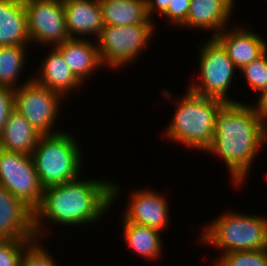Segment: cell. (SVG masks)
<instances>
[{
  "label": "cell",
  "mask_w": 267,
  "mask_h": 266,
  "mask_svg": "<svg viewBox=\"0 0 267 266\" xmlns=\"http://www.w3.org/2000/svg\"><path fill=\"white\" fill-rule=\"evenodd\" d=\"M111 182L76 178L44 189L42 202L34 211L36 238L43 235L41 221L44 218L46 221L65 226H77L98 220L119 195L118 185Z\"/></svg>",
  "instance_id": "obj_1"
},
{
  "label": "cell",
  "mask_w": 267,
  "mask_h": 266,
  "mask_svg": "<svg viewBox=\"0 0 267 266\" xmlns=\"http://www.w3.org/2000/svg\"><path fill=\"white\" fill-rule=\"evenodd\" d=\"M263 125L253 106L238 101L226 102L216 114L214 138L206 151L223 158L235 185L244 182L264 144Z\"/></svg>",
  "instance_id": "obj_2"
},
{
  "label": "cell",
  "mask_w": 267,
  "mask_h": 266,
  "mask_svg": "<svg viewBox=\"0 0 267 266\" xmlns=\"http://www.w3.org/2000/svg\"><path fill=\"white\" fill-rule=\"evenodd\" d=\"M226 102L187 91L176 108L167 137L177 143L205 151L214 138L216 114Z\"/></svg>",
  "instance_id": "obj_3"
},
{
  "label": "cell",
  "mask_w": 267,
  "mask_h": 266,
  "mask_svg": "<svg viewBox=\"0 0 267 266\" xmlns=\"http://www.w3.org/2000/svg\"><path fill=\"white\" fill-rule=\"evenodd\" d=\"M80 148L73 136L60 132L42 135L31 157L43 189L80 176Z\"/></svg>",
  "instance_id": "obj_4"
},
{
  "label": "cell",
  "mask_w": 267,
  "mask_h": 266,
  "mask_svg": "<svg viewBox=\"0 0 267 266\" xmlns=\"http://www.w3.org/2000/svg\"><path fill=\"white\" fill-rule=\"evenodd\" d=\"M200 241L224 253L267 249V218L229 210L203 230Z\"/></svg>",
  "instance_id": "obj_5"
},
{
  "label": "cell",
  "mask_w": 267,
  "mask_h": 266,
  "mask_svg": "<svg viewBox=\"0 0 267 266\" xmlns=\"http://www.w3.org/2000/svg\"><path fill=\"white\" fill-rule=\"evenodd\" d=\"M154 24H132L125 26L104 25L97 37V47L102 64L120 68L133 62L141 50L150 42Z\"/></svg>",
  "instance_id": "obj_6"
},
{
  "label": "cell",
  "mask_w": 267,
  "mask_h": 266,
  "mask_svg": "<svg viewBox=\"0 0 267 266\" xmlns=\"http://www.w3.org/2000/svg\"><path fill=\"white\" fill-rule=\"evenodd\" d=\"M0 186L6 188L33 212L42 202L44 189L31 155L0 148Z\"/></svg>",
  "instance_id": "obj_7"
},
{
  "label": "cell",
  "mask_w": 267,
  "mask_h": 266,
  "mask_svg": "<svg viewBox=\"0 0 267 266\" xmlns=\"http://www.w3.org/2000/svg\"><path fill=\"white\" fill-rule=\"evenodd\" d=\"M210 38L200 49V85L193 83L188 90L200 96L236 102L226 93L237 67L223 46L215 38Z\"/></svg>",
  "instance_id": "obj_8"
},
{
  "label": "cell",
  "mask_w": 267,
  "mask_h": 266,
  "mask_svg": "<svg viewBox=\"0 0 267 266\" xmlns=\"http://www.w3.org/2000/svg\"><path fill=\"white\" fill-rule=\"evenodd\" d=\"M62 98L59 93L39 85L33 79L14 89L15 110L42 135L62 132L51 131Z\"/></svg>",
  "instance_id": "obj_9"
},
{
  "label": "cell",
  "mask_w": 267,
  "mask_h": 266,
  "mask_svg": "<svg viewBox=\"0 0 267 266\" xmlns=\"http://www.w3.org/2000/svg\"><path fill=\"white\" fill-rule=\"evenodd\" d=\"M30 41L56 46L69 39L62 0H23Z\"/></svg>",
  "instance_id": "obj_10"
},
{
  "label": "cell",
  "mask_w": 267,
  "mask_h": 266,
  "mask_svg": "<svg viewBox=\"0 0 267 266\" xmlns=\"http://www.w3.org/2000/svg\"><path fill=\"white\" fill-rule=\"evenodd\" d=\"M0 240H37L34 212L0 186Z\"/></svg>",
  "instance_id": "obj_11"
},
{
  "label": "cell",
  "mask_w": 267,
  "mask_h": 266,
  "mask_svg": "<svg viewBox=\"0 0 267 266\" xmlns=\"http://www.w3.org/2000/svg\"><path fill=\"white\" fill-rule=\"evenodd\" d=\"M130 204L124 213V222L148 226L156 230H163L168 223V203L163 195L150 190L133 192Z\"/></svg>",
  "instance_id": "obj_12"
},
{
  "label": "cell",
  "mask_w": 267,
  "mask_h": 266,
  "mask_svg": "<svg viewBox=\"0 0 267 266\" xmlns=\"http://www.w3.org/2000/svg\"><path fill=\"white\" fill-rule=\"evenodd\" d=\"M223 30L214 38L223 46L238 69L256 60L267 51V42L265 43L264 39L255 32L241 27Z\"/></svg>",
  "instance_id": "obj_13"
},
{
  "label": "cell",
  "mask_w": 267,
  "mask_h": 266,
  "mask_svg": "<svg viewBox=\"0 0 267 266\" xmlns=\"http://www.w3.org/2000/svg\"><path fill=\"white\" fill-rule=\"evenodd\" d=\"M67 32L70 38L100 35L104 23L99 0H62ZM73 34V35H72Z\"/></svg>",
  "instance_id": "obj_14"
},
{
  "label": "cell",
  "mask_w": 267,
  "mask_h": 266,
  "mask_svg": "<svg viewBox=\"0 0 267 266\" xmlns=\"http://www.w3.org/2000/svg\"><path fill=\"white\" fill-rule=\"evenodd\" d=\"M74 76L82 83L102 66L97 44L84 38H69L55 46ZM94 70V72H93Z\"/></svg>",
  "instance_id": "obj_15"
},
{
  "label": "cell",
  "mask_w": 267,
  "mask_h": 266,
  "mask_svg": "<svg viewBox=\"0 0 267 266\" xmlns=\"http://www.w3.org/2000/svg\"><path fill=\"white\" fill-rule=\"evenodd\" d=\"M234 3V0H191L187 20L182 27L216 29L214 38L228 24Z\"/></svg>",
  "instance_id": "obj_16"
},
{
  "label": "cell",
  "mask_w": 267,
  "mask_h": 266,
  "mask_svg": "<svg viewBox=\"0 0 267 266\" xmlns=\"http://www.w3.org/2000/svg\"><path fill=\"white\" fill-rule=\"evenodd\" d=\"M42 136L17 110H13L0 133V148L31 155Z\"/></svg>",
  "instance_id": "obj_17"
},
{
  "label": "cell",
  "mask_w": 267,
  "mask_h": 266,
  "mask_svg": "<svg viewBox=\"0 0 267 266\" xmlns=\"http://www.w3.org/2000/svg\"><path fill=\"white\" fill-rule=\"evenodd\" d=\"M29 41L23 0H0V46L27 45Z\"/></svg>",
  "instance_id": "obj_18"
},
{
  "label": "cell",
  "mask_w": 267,
  "mask_h": 266,
  "mask_svg": "<svg viewBox=\"0 0 267 266\" xmlns=\"http://www.w3.org/2000/svg\"><path fill=\"white\" fill-rule=\"evenodd\" d=\"M40 74L33 80L41 86L55 91L66 97L72 89L82 85L74 76L68 65L65 63L60 51L54 47L53 50L41 63Z\"/></svg>",
  "instance_id": "obj_19"
},
{
  "label": "cell",
  "mask_w": 267,
  "mask_h": 266,
  "mask_svg": "<svg viewBox=\"0 0 267 266\" xmlns=\"http://www.w3.org/2000/svg\"><path fill=\"white\" fill-rule=\"evenodd\" d=\"M104 25L153 24L146 0H99Z\"/></svg>",
  "instance_id": "obj_20"
},
{
  "label": "cell",
  "mask_w": 267,
  "mask_h": 266,
  "mask_svg": "<svg viewBox=\"0 0 267 266\" xmlns=\"http://www.w3.org/2000/svg\"><path fill=\"white\" fill-rule=\"evenodd\" d=\"M123 226L125 241L136 253L150 260L160 256L163 244L159 230L130 222H123Z\"/></svg>",
  "instance_id": "obj_21"
},
{
  "label": "cell",
  "mask_w": 267,
  "mask_h": 266,
  "mask_svg": "<svg viewBox=\"0 0 267 266\" xmlns=\"http://www.w3.org/2000/svg\"><path fill=\"white\" fill-rule=\"evenodd\" d=\"M27 45L0 46V86L12 89L16 86L18 77L24 67ZM17 79V80H16Z\"/></svg>",
  "instance_id": "obj_22"
},
{
  "label": "cell",
  "mask_w": 267,
  "mask_h": 266,
  "mask_svg": "<svg viewBox=\"0 0 267 266\" xmlns=\"http://www.w3.org/2000/svg\"><path fill=\"white\" fill-rule=\"evenodd\" d=\"M217 266H267V249L222 254Z\"/></svg>",
  "instance_id": "obj_23"
},
{
  "label": "cell",
  "mask_w": 267,
  "mask_h": 266,
  "mask_svg": "<svg viewBox=\"0 0 267 266\" xmlns=\"http://www.w3.org/2000/svg\"><path fill=\"white\" fill-rule=\"evenodd\" d=\"M246 77L247 83L254 91L261 92L267 88V51L253 60L251 63L243 66L241 69Z\"/></svg>",
  "instance_id": "obj_24"
},
{
  "label": "cell",
  "mask_w": 267,
  "mask_h": 266,
  "mask_svg": "<svg viewBox=\"0 0 267 266\" xmlns=\"http://www.w3.org/2000/svg\"><path fill=\"white\" fill-rule=\"evenodd\" d=\"M37 240H0V266H21L25 250Z\"/></svg>",
  "instance_id": "obj_25"
},
{
  "label": "cell",
  "mask_w": 267,
  "mask_h": 266,
  "mask_svg": "<svg viewBox=\"0 0 267 266\" xmlns=\"http://www.w3.org/2000/svg\"><path fill=\"white\" fill-rule=\"evenodd\" d=\"M34 241L24 252L21 266H57L51 255L42 245ZM41 245V246H40Z\"/></svg>",
  "instance_id": "obj_26"
},
{
  "label": "cell",
  "mask_w": 267,
  "mask_h": 266,
  "mask_svg": "<svg viewBox=\"0 0 267 266\" xmlns=\"http://www.w3.org/2000/svg\"><path fill=\"white\" fill-rule=\"evenodd\" d=\"M191 0H171L168 8L161 14L176 26L183 25L188 16Z\"/></svg>",
  "instance_id": "obj_27"
},
{
  "label": "cell",
  "mask_w": 267,
  "mask_h": 266,
  "mask_svg": "<svg viewBox=\"0 0 267 266\" xmlns=\"http://www.w3.org/2000/svg\"><path fill=\"white\" fill-rule=\"evenodd\" d=\"M14 109V89L0 86V133Z\"/></svg>",
  "instance_id": "obj_28"
},
{
  "label": "cell",
  "mask_w": 267,
  "mask_h": 266,
  "mask_svg": "<svg viewBox=\"0 0 267 266\" xmlns=\"http://www.w3.org/2000/svg\"><path fill=\"white\" fill-rule=\"evenodd\" d=\"M256 107H253L257 116L264 123L267 119V88L260 92Z\"/></svg>",
  "instance_id": "obj_29"
},
{
  "label": "cell",
  "mask_w": 267,
  "mask_h": 266,
  "mask_svg": "<svg viewBox=\"0 0 267 266\" xmlns=\"http://www.w3.org/2000/svg\"><path fill=\"white\" fill-rule=\"evenodd\" d=\"M171 0H146L148 15L151 18L154 11L160 12L162 14L169 6Z\"/></svg>",
  "instance_id": "obj_30"
},
{
  "label": "cell",
  "mask_w": 267,
  "mask_h": 266,
  "mask_svg": "<svg viewBox=\"0 0 267 266\" xmlns=\"http://www.w3.org/2000/svg\"><path fill=\"white\" fill-rule=\"evenodd\" d=\"M267 121V120H266ZM263 134H264V142L267 141V122L263 123Z\"/></svg>",
  "instance_id": "obj_31"
}]
</instances>
